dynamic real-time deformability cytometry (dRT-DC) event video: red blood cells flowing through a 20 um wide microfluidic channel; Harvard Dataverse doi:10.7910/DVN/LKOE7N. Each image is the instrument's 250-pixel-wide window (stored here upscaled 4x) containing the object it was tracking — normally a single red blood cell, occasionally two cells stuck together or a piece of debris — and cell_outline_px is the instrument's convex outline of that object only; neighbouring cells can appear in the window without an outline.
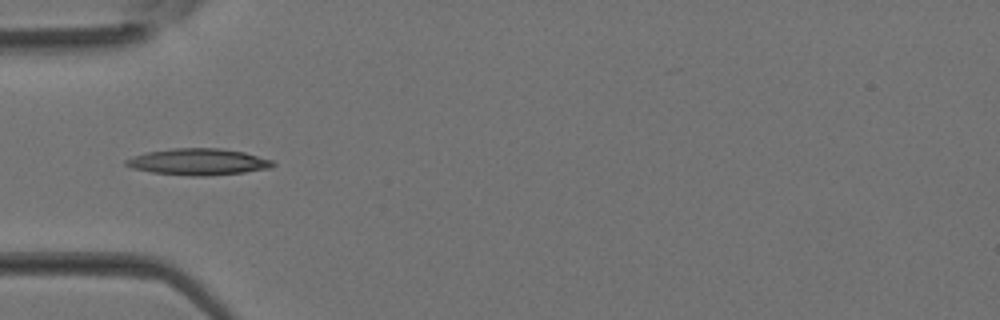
{"species": "Egyptian fruit bat (a non-hibernating species)", "species_latin": "Rousettus aegyptiacus", "temperature_condition": "room temperature", "stored_images_in_passage": 21, "camera_frame_rate_fps": 3000, "um_per_image_px": 0.085, "animal": {"sex": "female"}, "frame": {"image": 1, "passage_image": 1, "time_ms": 0.0, "image_size_px": [1000, 320], "cell_outline_px": [[276, 164], [272, 168], [244, 172], [204, 176], [188, 176], [152, 172], [132, 168], [124, 164], [124, 160], [132, 156], [144, 152], [172, 148], [220, 148], [244, 152], [272, 160]], "centroid_in_image_um": [16.83, 13.75], "position_along_channel_um": 68.2, "area_um2": 22.83}}
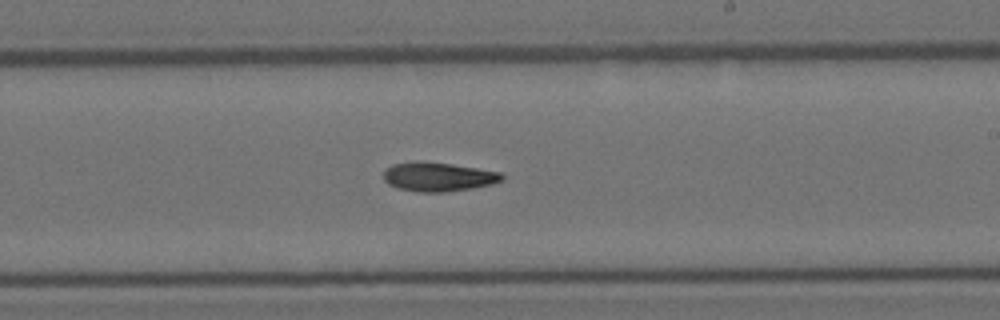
{"frame": {"image": 2, "passage_image": 11, "time_ms": 3.333, "image_size_px": [1000, 320], "cell_outline_px": [[504, 180], [492, 184], [472, 188], [444, 192], [416, 192], [396, 188], [388, 184], [384, 180], [384, 168], [392, 164], [420, 160], [452, 164], [500, 172], [504, 176]], "centroid_in_image_um": [37.21, 15.02], "position_along_channel_um": 251.8, "area_um2": 20.29}}
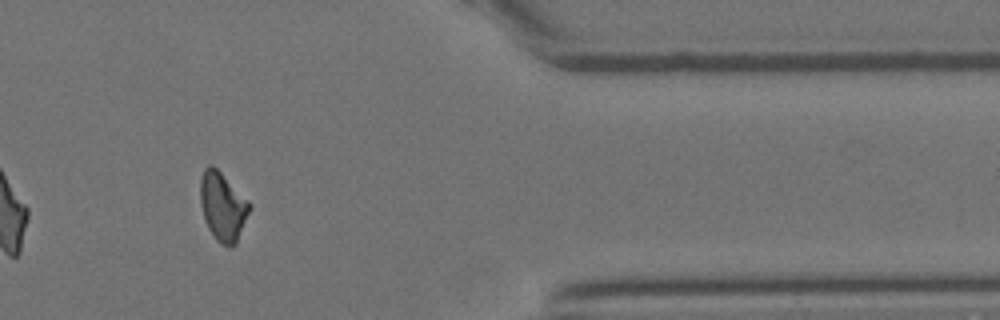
{"frame": {"image": 3, "passage_image": 20, "time_ms": 6.333, "image_size_px": [1000, 320], "cell_outline_px": [[252, 208], [236, 244], [232, 248], [228, 248], [220, 244], [216, 240], [208, 228], [204, 220], [200, 204], [200, 176], [204, 168], [208, 164], [212, 164], [252, 204]], "centroid_in_image_um": [18.93, 17.58], "position_along_channel_um": 392.5, "area_um2": 20.06}}